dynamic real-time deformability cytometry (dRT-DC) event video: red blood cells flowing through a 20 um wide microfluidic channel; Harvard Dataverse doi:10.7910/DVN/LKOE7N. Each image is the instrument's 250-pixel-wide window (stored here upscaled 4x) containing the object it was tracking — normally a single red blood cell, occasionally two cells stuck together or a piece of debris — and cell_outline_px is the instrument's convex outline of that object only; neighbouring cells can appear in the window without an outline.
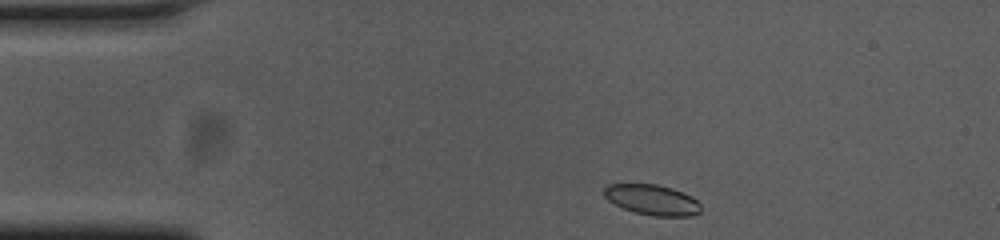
{"species": "common noctule bat (a hibernating species)", "species_latin": "Nyctalus noctula", "temperature_condition": "cold", "stored_images_in_passage": 46, "camera_frame_rate_fps": 3000, "um_per_image_px": 0.085, "animal": {"sex": "female", "body_mass_g": 23.0, "forearm_length_mm": 53.4}, "frame": {"image": 1, "passage_image": 1, "time_ms": 0.0, "image_size_px": [1000, 240], "cell_outline_px": [[700, 212], [692, 216], [652, 216], [636, 212], [624, 208], [608, 200], [604, 196], [604, 188], [608, 184], [656, 184], [672, 188], [692, 196], [700, 204]], "centroid_in_image_um": [55.45, 16.98], "position_along_channel_um": 29.6, "area_um2": 17.05}}
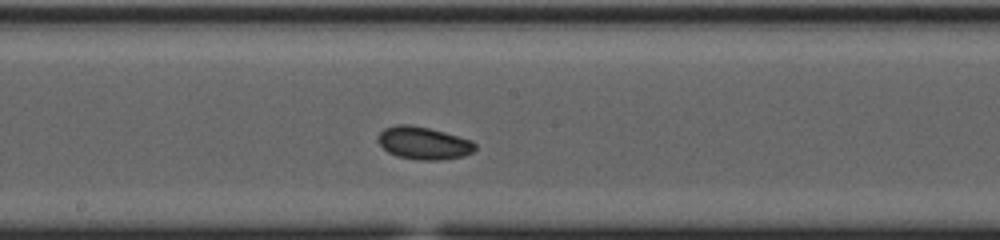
{"frame": {"image": 2, "passage_image": 20, "time_ms": 6.333, "image_size_px": [1000, 240], "cell_outline_px": [[476, 148], [472, 152], [464, 156], [444, 160], [416, 160], [396, 156], [388, 152], [380, 144], [380, 132], [384, 128], [396, 124], [408, 124], [428, 128], [444, 132], [472, 140], [476, 144]], "centroid_in_image_um": [36.03, 12.17], "position_along_channel_um": 212.2, "area_um2": 18.44}}
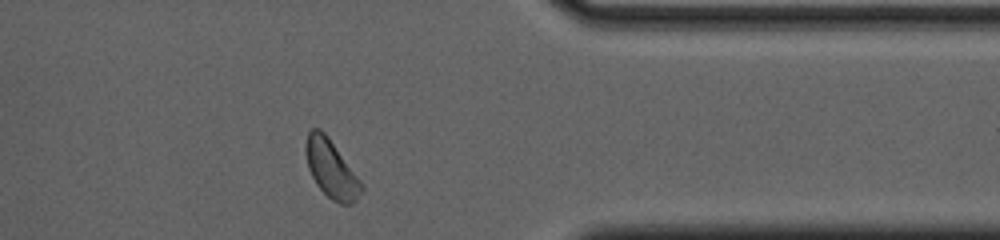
{"frame": {"image": 3, "passage_image": 35, "time_ms": 11.333, "image_size_px": [1000, 240], "cell_outline_px": [[364, 188], [356, 200], [352, 204], [340, 204], [332, 200], [316, 184], [308, 168], [304, 152], [304, 144], [308, 132], [312, 128], [320, 128], [328, 136], [356, 176]], "centroid_in_image_um": [28.1, 14.34], "position_along_channel_um": 383.3, "area_um2": 18.55}, "authors_computed_cell_mechanics": {"area_um2": 18.2648, "velocity_mm_per_s": 3.7128, "shape_relaxation_time_tau1_ms": 5.1203, "shape_relaxation_time_tau2_ms": null, "deformation_change_tau1": 0.1149, "deformation_change_tau2": null}}